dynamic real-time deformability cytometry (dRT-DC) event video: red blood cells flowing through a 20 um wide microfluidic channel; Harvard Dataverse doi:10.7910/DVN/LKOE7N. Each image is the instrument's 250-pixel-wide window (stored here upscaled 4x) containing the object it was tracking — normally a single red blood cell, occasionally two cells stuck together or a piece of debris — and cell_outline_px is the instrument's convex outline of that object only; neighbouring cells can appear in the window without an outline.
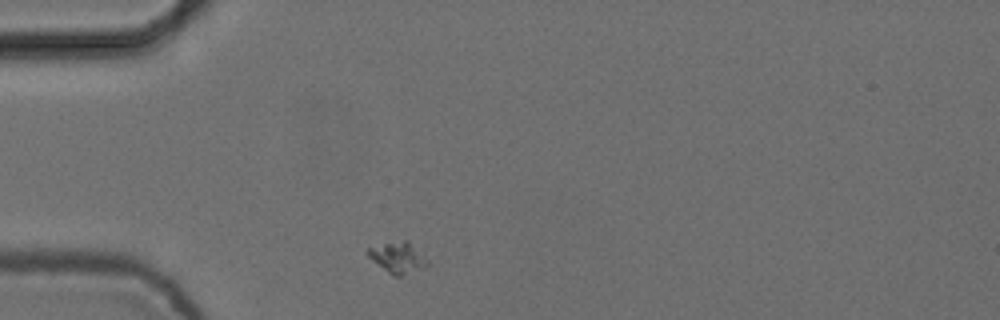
{"species": "common noctule bat (a hibernating species)", "species_latin": "Nyctalus noctula", "temperature_condition": "cold", "stored_images_in_passage": 1, "camera_frame_rate_fps": 3000, "um_per_image_px": 0.085, "animal": {"sex": "female", "body_mass_g": 24.6, "forearm_length_mm": 56.2}, "frame": {"image": 1, "passage_image": 1, "time_ms": 0.0, "image_size_px": [1000, 320], "cell_outline_px": [[428, 264], [424, 268], [400, 276], [392, 276], [372, 260], [368, 256], [368, 248], [384, 244], [404, 240], [408, 240], [424, 252], [428, 260]], "centroid_in_image_um": [33.88, 21.9], "position_along_channel_um": 51.1, "area_um2": 10.81}}